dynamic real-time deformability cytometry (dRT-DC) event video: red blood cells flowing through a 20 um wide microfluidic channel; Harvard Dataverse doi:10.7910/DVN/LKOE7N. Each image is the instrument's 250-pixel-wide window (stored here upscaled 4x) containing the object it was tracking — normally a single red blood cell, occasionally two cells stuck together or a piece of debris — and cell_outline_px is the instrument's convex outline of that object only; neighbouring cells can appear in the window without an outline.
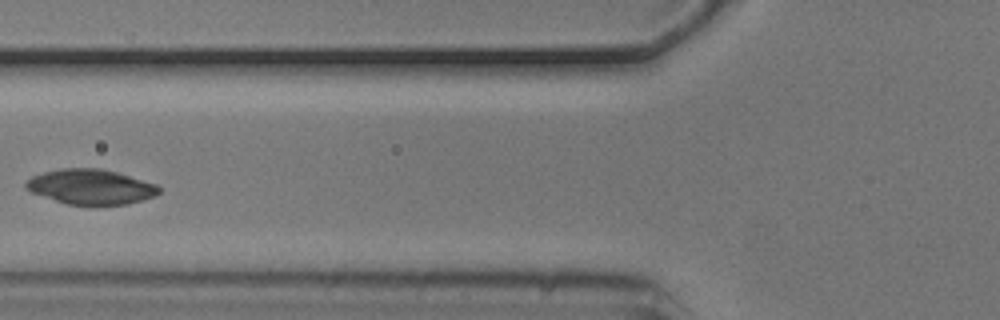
{"species": "common noctule bat (a hibernating species)", "species_latin": "Nyctalus noctula", "temperature_condition": "cold", "stored_images_in_passage": 7, "camera_frame_rate_fps": 3000, "um_per_image_px": 0.085, "animal": {"sex": "male", "body_mass_g": 20.5, "forearm_length_mm": 52.5}, "frame": {"image": 1, "passage_image": 3, "time_ms": 0.667, "image_size_px": [1000, 320], "cell_outline_px": [[160, 192], [156, 196], [124, 204], [68, 204], [32, 192], [24, 188], [24, 184], [32, 176], [44, 172], [60, 168], [100, 168], [116, 172], [156, 184], [160, 188]], "centroid_in_image_um": [7.71, 15.86], "position_along_channel_um": 118.1, "area_um2": 26.7}}
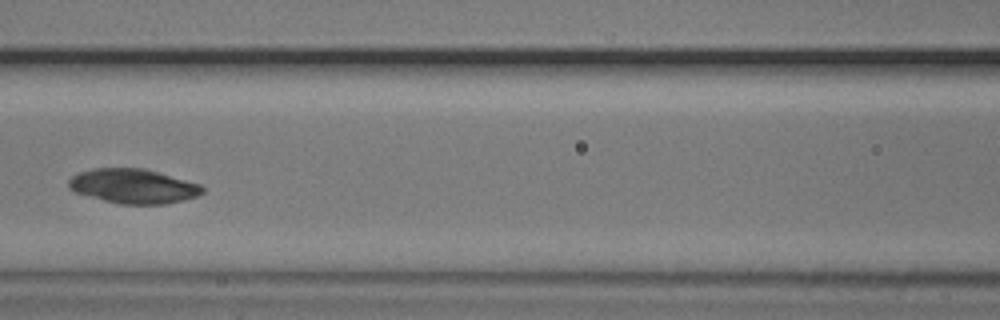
{"frame": {"image": 2, "passage_image": 4, "time_ms": 1.0, "image_size_px": [1000, 320], "cell_outline_px": [[204, 192], [196, 196], [184, 200], [164, 204], [120, 204], [104, 200], [76, 192], [68, 188], [68, 180], [72, 176], [80, 172], [96, 168], [144, 168], [200, 184], [204, 188]], "centroid_in_image_um": [11.34, 15.82], "position_along_channel_um": 155.3, "area_um2": 26.7}}